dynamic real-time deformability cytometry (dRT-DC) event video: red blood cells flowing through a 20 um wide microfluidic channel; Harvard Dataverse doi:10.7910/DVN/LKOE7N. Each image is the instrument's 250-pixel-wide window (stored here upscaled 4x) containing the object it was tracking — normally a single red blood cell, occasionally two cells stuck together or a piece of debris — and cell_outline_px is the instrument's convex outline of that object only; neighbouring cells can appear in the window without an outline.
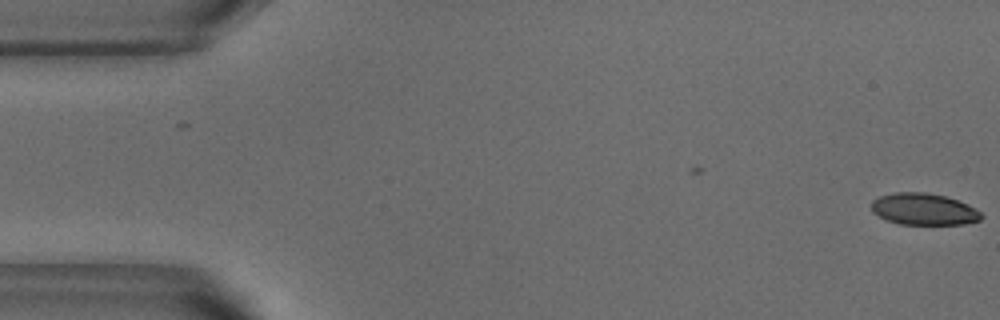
{"species": "common noctule bat (a hibernating species)", "species_latin": "Nyctalus noctula", "temperature_condition": "warm", "stored_images_in_passage": 46, "camera_frame_rate_fps": 3000, "um_per_image_px": 0.085, "animal": {"sex": "male", "body_mass_g": 18.8}, "frame": {"image": 1, "passage_image": 1, "time_ms": 0.0, "image_size_px": [1000, 320], "cell_outline_px": [[984, 216], [980, 220], [964, 224], [900, 224], [888, 220], [872, 212], [872, 200], [880, 196], [896, 192], [924, 192], [944, 196], [968, 204], [976, 208]], "centroid_in_image_um": [78.54, 17.78], "position_along_channel_um": 6.5, "area_um2": 20.17}}
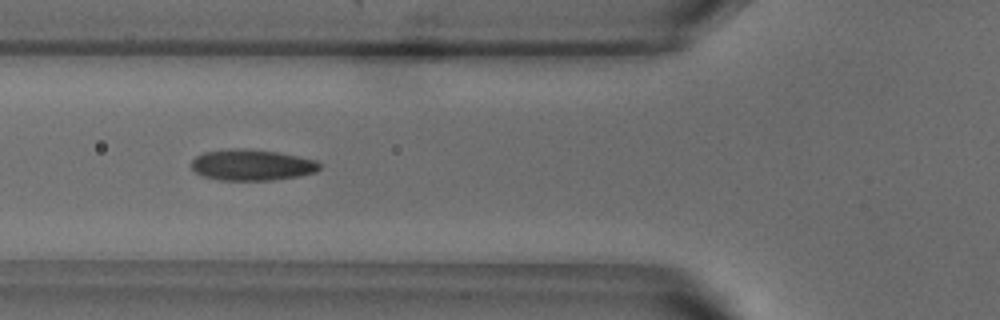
{"frame": {"image": 2, "passage_image": 19, "time_ms": 6.0, "image_size_px": [1000, 320], "cell_outline_px": [[320, 168], [316, 172], [296, 176], [272, 180], [220, 180], [204, 176], [196, 172], [192, 168], [192, 160], [196, 156], [204, 152], [232, 148], [244, 148], [276, 152], [316, 160], [320, 164]], "centroid_in_image_um": [21.39, 14.02], "position_along_channel_um": 104.4, "area_um2": 23.0}}
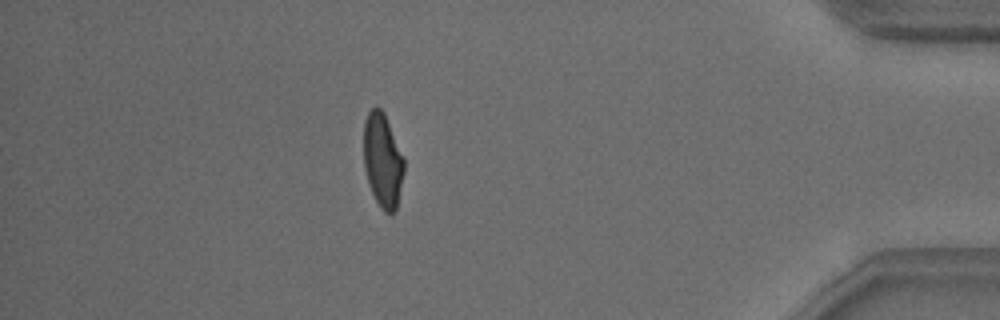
{"frame": {"image": 3, "passage_image": 46, "time_ms": 15.0, "image_size_px": [1000, 320], "cell_outline_px": [[404, 172], [396, 212], [392, 216], [384, 212], [380, 208], [372, 192], [364, 168], [364, 120], [368, 112], [376, 104], [384, 112], [404, 156]], "centroid_in_image_um": [32.54, 13.64], "position_along_channel_um": 402.7, "area_um2": 22.48}, "authors_computed_cell_mechanics": {"area_um2": 22.4842, "velocity_mm_per_s": 3.8334, "shape_relaxation_time_tau1_ms": 4.4881, "shape_relaxation_time_tau2_ms": 0.9524, "deformation_change_tau1": 0.167, "deformation_change_tau2": 0.0774}}